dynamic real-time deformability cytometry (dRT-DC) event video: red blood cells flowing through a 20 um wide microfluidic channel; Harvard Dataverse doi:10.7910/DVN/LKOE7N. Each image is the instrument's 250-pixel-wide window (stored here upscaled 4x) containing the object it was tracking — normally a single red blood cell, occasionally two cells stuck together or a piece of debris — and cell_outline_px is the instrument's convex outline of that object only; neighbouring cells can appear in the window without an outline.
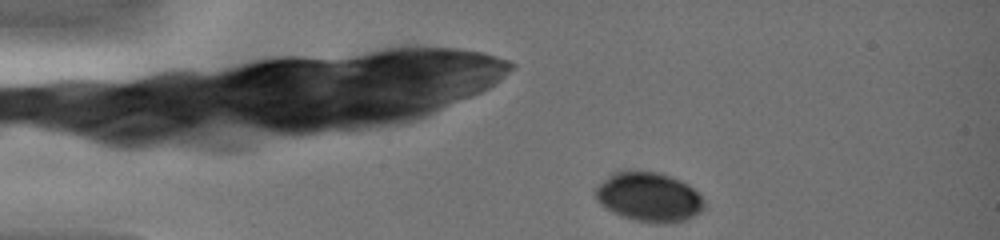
{"species": "common noctule bat (a hibernating species)", "species_latin": "Nyctalus noctula", "temperature_condition": "warm", "stored_images_in_passage": 36, "camera_frame_rate_fps": 3000, "um_per_image_px": 0.085, "animal": {"sex": "female", "body_mass_g": 19.0, "forearm_length_mm": 51.5}, "frame": {"image": 1, "passage_image": 1, "time_ms": 0.0, "image_size_px": [1000, 240], "cell_outline_px": [[704, 208], [700, 212], [684, 220], [668, 224], [656, 224], [632, 220], [620, 216], [612, 212], [600, 204], [596, 200], [596, 188], [612, 172], [624, 168], [628, 168], [656, 172], [680, 180], [688, 184], [700, 192], [704, 200]], "centroid_in_image_um": [55.15, 16.73], "position_along_channel_um": 29.9, "area_um2": 31.96}}
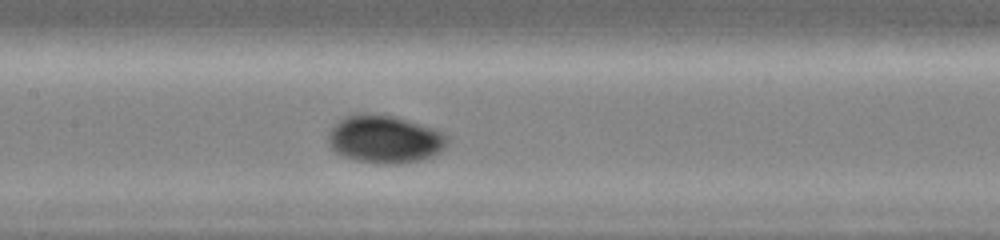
{"frame": {"image": 2, "passage_image": 16, "time_ms": 5.0, "image_size_px": [1000, 240], "cell_outline_px": [[448, 144], [440, 152], [424, 160], [400, 164], [380, 164], [356, 160], [340, 156], [328, 144], [328, 132], [332, 124], [336, 120], [352, 112], [364, 112], [396, 116], [444, 132], [448, 136]], "centroid_in_image_um": [32.66, 11.81], "position_along_channel_um": 174.7, "area_um2": 34.16}}
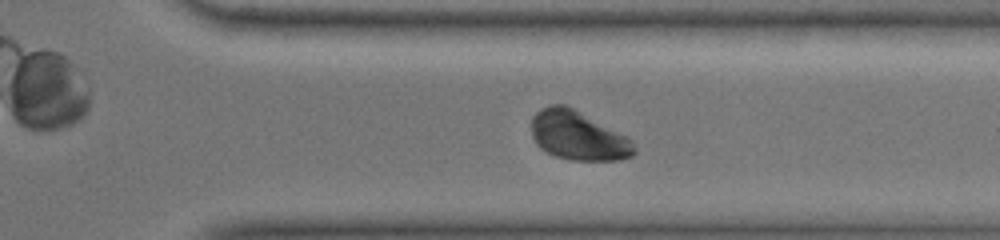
{"frame": {"image": 3, "passage_image": 29, "time_ms": 9.333, "image_size_px": [1000, 240], "cell_outline_px": [[636, 152], [632, 156], [620, 160], [572, 160], [556, 156], [540, 148], [536, 144], [532, 136], [532, 116], [540, 108], [552, 104], [564, 104], [628, 136], [632, 140], [636, 148]], "centroid_in_image_um": [49.15, 11.53], "position_along_channel_um": 362.3, "area_um2": 29.42}}